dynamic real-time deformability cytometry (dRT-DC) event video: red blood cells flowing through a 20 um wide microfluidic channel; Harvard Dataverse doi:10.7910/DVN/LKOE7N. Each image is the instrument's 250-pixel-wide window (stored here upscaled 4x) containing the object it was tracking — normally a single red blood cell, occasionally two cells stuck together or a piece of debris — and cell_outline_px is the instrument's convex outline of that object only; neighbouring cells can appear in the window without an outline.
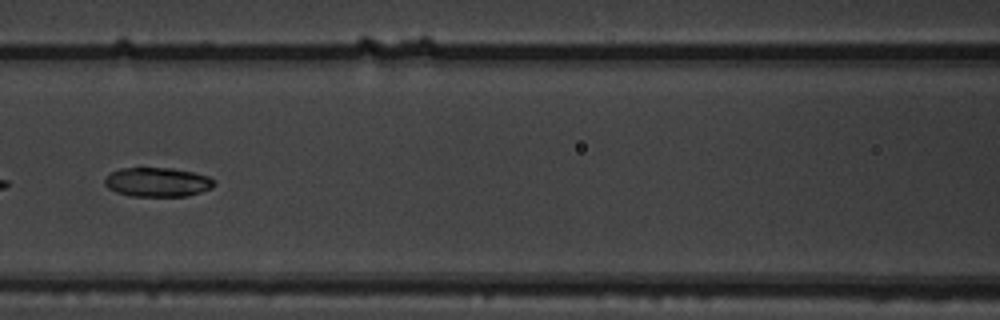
{"species": "common noctule bat (a hibernating species)", "species_latin": "Nyctalus noctula", "temperature_condition": "warm", "stored_images_in_passage": 7, "camera_frame_rate_fps": 3000, "um_per_image_px": 0.085, "animal": {"sex": "male", "body_mass_g": 19.5, "forearm_length_mm": 54.6}, "frame": {"image": 1, "passage_image": 7, "time_ms": 2.0, "image_size_px": [1000, 320], "cell_outline_px": [[216, 184], [212, 188], [188, 196], [132, 196], [116, 192], [108, 188], [104, 184], [104, 180], [112, 172], [120, 168], [172, 168], [192, 172], [208, 176], [216, 180]], "centroid_in_image_um": [13.41, 15.48], "position_along_channel_um": 153.2, "area_um2": 18.67}}